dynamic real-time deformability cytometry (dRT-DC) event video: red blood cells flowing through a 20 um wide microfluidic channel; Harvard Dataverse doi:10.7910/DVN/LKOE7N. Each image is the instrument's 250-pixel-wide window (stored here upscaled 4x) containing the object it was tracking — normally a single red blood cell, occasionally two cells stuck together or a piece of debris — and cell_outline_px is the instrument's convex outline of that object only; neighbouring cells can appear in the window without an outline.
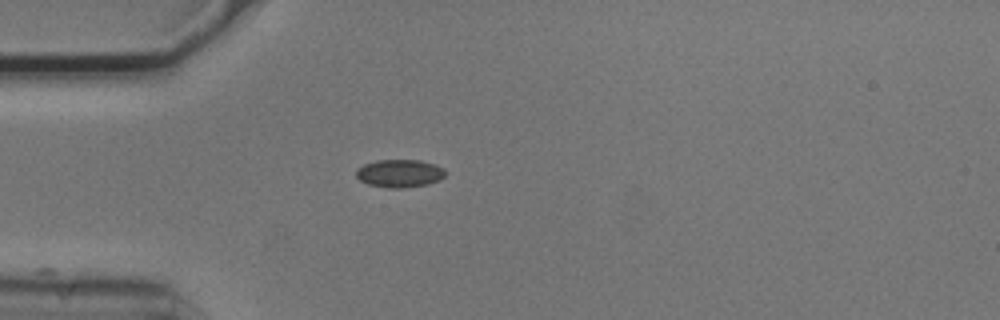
{"species": "common noctule bat (a hibernating species)", "species_latin": "Nyctalus noctula", "temperature_condition": "cold", "stored_images_in_passage": 40, "camera_frame_rate_fps": 3000, "um_per_image_px": 0.085, "animal": {"sex": "male", "body_mass_g": 20.5, "forearm_length_mm": 52.5}, "frame": {"image": 1, "passage_image": 1, "time_ms": 0.0, "image_size_px": [1000, 320], "cell_outline_px": [[448, 172], [440, 180], [428, 184], [404, 188], [388, 188], [368, 184], [360, 180], [356, 176], [356, 168], [364, 164], [376, 160], [420, 160], [436, 164], [444, 168]], "centroid_in_image_um": [33.99, 14.73], "position_along_channel_um": 51.0, "area_um2": 14.74}}
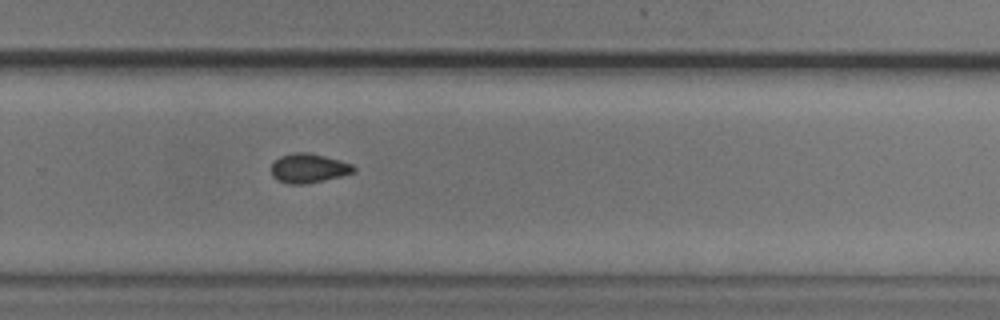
{"frame": {"image": 2, "passage_image": 22, "time_ms": 7.0, "image_size_px": [1000, 320], "cell_outline_px": [[356, 172], [324, 180], [304, 184], [288, 184], [276, 180], [272, 176], [272, 164], [280, 156], [292, 152], [308, 152], [340, 160], [352, 164], [356, 168]], "centroid_in_image_um": [26.23, 14.3], "position_along_channel_um": 303.6, "area_um2": 14.1}}
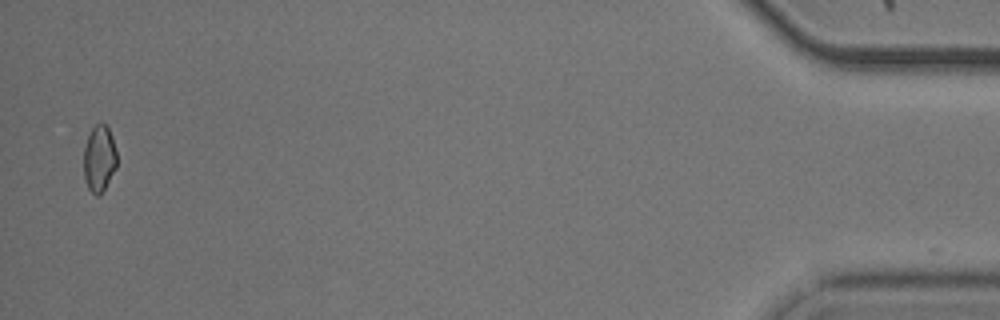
{"frame": {"image": 3, "passage_image": 39, "time_ms": 12.667, "image_size_px": [1000, 320], "cell_outline_px": [[116, 168], [100, 196], [96, 196], [88, 188], [84, 180], [84, 148], [88, 136], [92, 128], [100, 120], [108, 124], [112, 136], [116, 152]], "centroid_in_image_um": [8.44, 13.44], "position_along_channel_um": 426.8, "area_um2": 13.06}, "authors_computed_cell_mechanics": {"area_um2": 13.9876, "velocity_mm_per_s": 3.7371, "shape_relaxation_time_tau1_ms": null, "shape_relaxation_time_tau2_ms": 3.131, "deformation_change_tau1": null, "deformation_change_tau2": 0.0618}}